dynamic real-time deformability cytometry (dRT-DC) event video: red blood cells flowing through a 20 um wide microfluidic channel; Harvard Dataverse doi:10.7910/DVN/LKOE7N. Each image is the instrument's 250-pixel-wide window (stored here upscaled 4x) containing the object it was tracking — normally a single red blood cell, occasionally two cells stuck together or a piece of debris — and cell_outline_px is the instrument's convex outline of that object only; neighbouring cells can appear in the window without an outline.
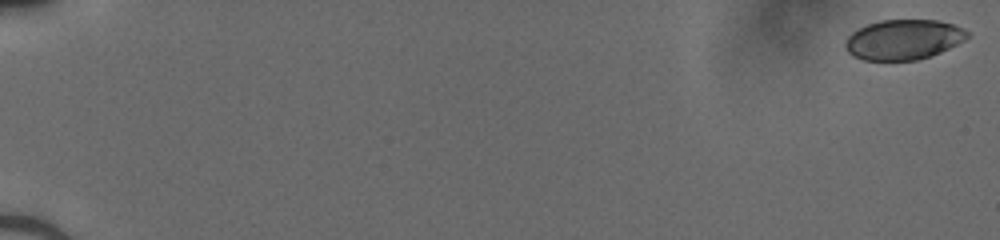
{"species": "human", "species_latin": "Homo sapiens", "temperature_condition": "cold", "stored_images_in_passage": 52, "camera_frame_rate_fps": 3000, "um_per_image_px": 0.085, "donor": {"sex": "male"}, "frame": {"image": 1, "passage_image": 1, "time_ms": 0.0, "image_size_px": [1000, 240], "cell_outline_px": [[968, 36], [964, 40], [940, 52], [916, 60], [864, 60], [852, 56], [844, 48], [844, 44], [848, 36], [852, 32], [868, 24], [880, 20], [936, 20], [952, 24], [964, 28], [968, 32]], "centroid_in_image_um": [76.76, 3.36], "position_along_channel_um": 8.2, "area_um2": 28.32}}
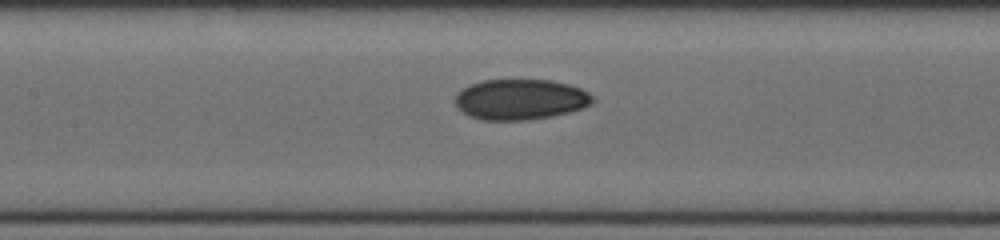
{"frame": {"image": 2, "passage_image": 27, "time_ms": 8.667, "image_size_px": [1000, 240], "cell_outline_px": [[596, 100], [592, 104], [584, 108], [552, 116], [528, 120], [484, 120], [472, 116], [464, 112], [456, 104], [456, 92], [460, 88], [468, 84], [484, 80], [552, 80], [568, 84], [580, 88], [596, 96]], "centroid_in_image_um": [44.28, 8.44], "position_along_channel_um": 163.1, "area_um2": 32.71}}
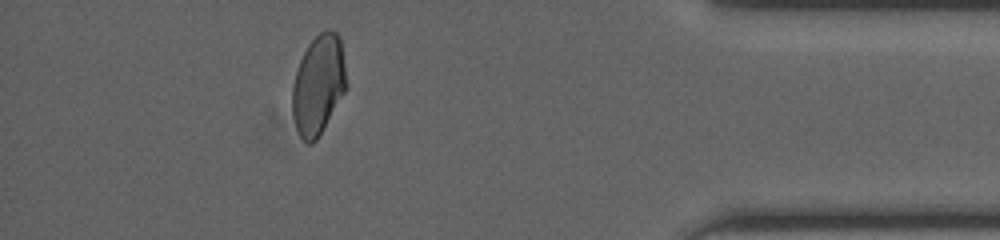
{"frame": {"image": 3, "passage_image": 47, "time_ms": 15.333, "image_size_px": [1000, 240], "cell_outline_px": [[348, 88], [316, 140], [312, 144], [308, 144], [300, 136], [296, 128], [292, 116], [292, 88], [296, 72], [300, 60], [308, 44], [320, 32], [328, 28], [336, 32], [340, 36]], "centroid_in_image_um": [27.07, 7.2], "position_along_channel_um": 408.1, "area_um2": 31.5}}